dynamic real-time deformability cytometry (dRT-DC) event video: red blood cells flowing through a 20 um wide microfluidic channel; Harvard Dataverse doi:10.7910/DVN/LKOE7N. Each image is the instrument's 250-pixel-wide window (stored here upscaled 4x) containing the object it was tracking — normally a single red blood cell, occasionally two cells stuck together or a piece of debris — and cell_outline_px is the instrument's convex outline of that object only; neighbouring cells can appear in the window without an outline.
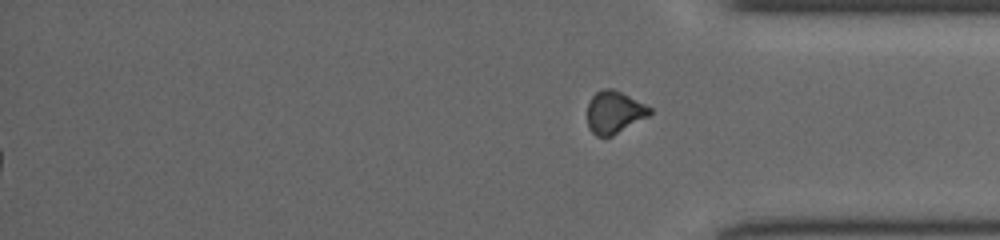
{"species": "common noctule bat (a hibernating species)", "species_latin": "Nyctalus noctula", "temperature_condition": "cold", "stored_images_in_passage": 37, "segment_of_instrument_passage": [2, 2], "camera_frame_rate_fps": 3000, "um_per_image_px": 0.085, "animal": {"sex": "female", "body_mass_g": 19.5, "forearm_length_mm": 54.1}, "frame": {"image": 1, "passage_image": 37, "time_ms": 12.0, "image_size_px": [1000, 240], "cell_outline_px": [[652, 112], [648, 116], [612, 136], [596, 136], [592, 132], [588, 124], [588, 104], [592, 96], [596, 92], [604, 88], [612, 88], [652, 108]], "centroid_in_image_um": [52.2, 9.54], "position_along_channel_um": 383.0, "area_um2": 15.14}}